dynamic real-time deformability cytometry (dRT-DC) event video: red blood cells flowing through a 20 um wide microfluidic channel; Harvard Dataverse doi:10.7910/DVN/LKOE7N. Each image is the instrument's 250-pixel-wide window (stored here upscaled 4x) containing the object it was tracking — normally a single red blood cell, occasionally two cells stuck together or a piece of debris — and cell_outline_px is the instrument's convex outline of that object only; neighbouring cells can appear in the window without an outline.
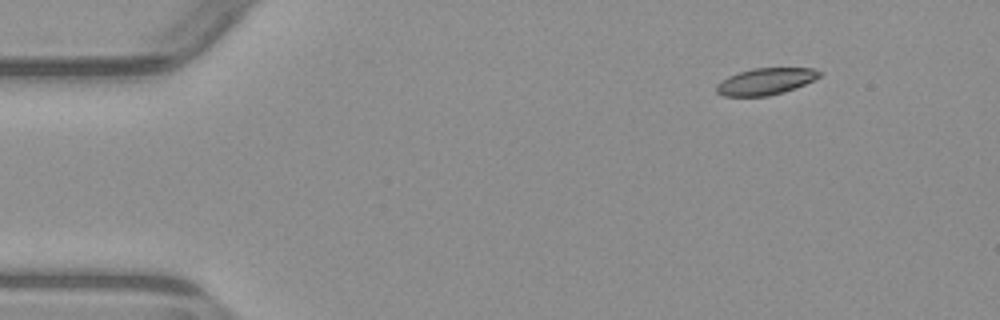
{"species": "common noctule bat (a hibernating species)", "species_latin": "Nyctalus noctula", "temperature_condition": "warm", "stored_images_in_passage": 1, "camera_frame_rate_fps": 3000, "um_per_image_px": 0.085, "animal": {"sex": "male", "body_mass_g": 23.1, "forearm_length_mm": 52.7}, "frame": {"image": 1, "passage_image": 1, "time_ms": 0.0, "image_size_px": [1000, 320], "cell_outline_px": [[824, 72], [816, 80], [784, 92], [768, 96], [724, 96], [716, 92], [716, 84], [728, 76], [752, 68], [812, 68]], "centroid_in_image_um": [65.11, 6.92], "position_along_channel_um": 19.9, "area_um2": 16.13}}